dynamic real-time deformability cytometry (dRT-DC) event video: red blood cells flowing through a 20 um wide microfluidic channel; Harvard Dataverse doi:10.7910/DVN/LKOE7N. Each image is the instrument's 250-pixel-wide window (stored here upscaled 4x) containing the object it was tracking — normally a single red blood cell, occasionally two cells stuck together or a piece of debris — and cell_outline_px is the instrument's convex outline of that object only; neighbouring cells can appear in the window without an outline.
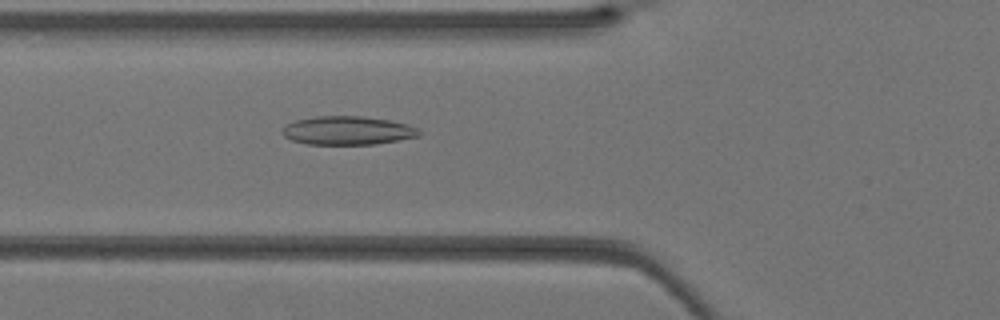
{"species": "Egyptian fruit bat (a non-hibernating species)", "species_latin": "Rousettus aegyptiacus", "temperature_condition": "warm", "stored_images_in_passage": 29, "camera_frame_rate_fps": 3000, "um_per_image_px": 0.085, "animal": {"sex": "female"}, "frame": {"image": 1, "passage_image": 4, "time_ms": 1.0, "image_size_px": [1000, 320], "cell_outline_px": [[424, 132], [416, 136], [376, 144], [308, 144], [292, 140], [284, 136], [280, 132], [288, 124], [296, 120], [316, 116], [360, 116], [388, 120], [408, 124]], "centroid_in_image_um": [29.54, 11.09], "position_along_channel_um": 96.3, "area_um2": 22.54}}
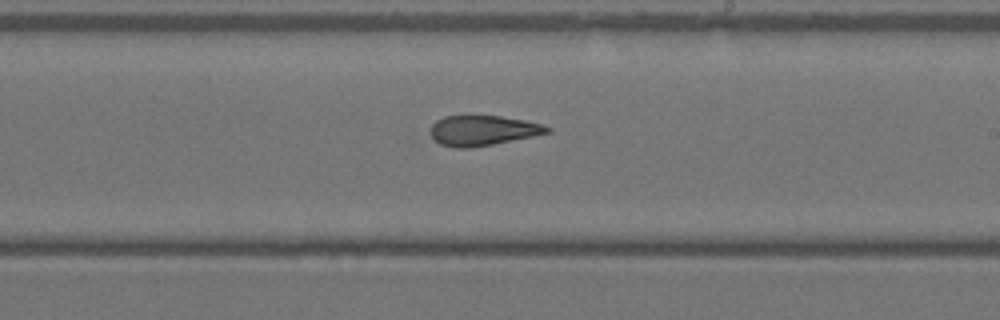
{"frame": {"image": 2, "passage_image": 13, "time_ms": 4.0, "image_size_px": [1000, 320], "cell_outline_px": [[552, 132], [492, 144], [468, 148], [456, 148], [440, 144], [432, 140], [432, 124], [436, 120], [444, 116], [500, 116], [524, 120], [544, 124], [552, 128]], "centroid_in_image_um": [41.05, 11.09], "position_along_channel_um": 248.0, "area_um2": 20.4}}
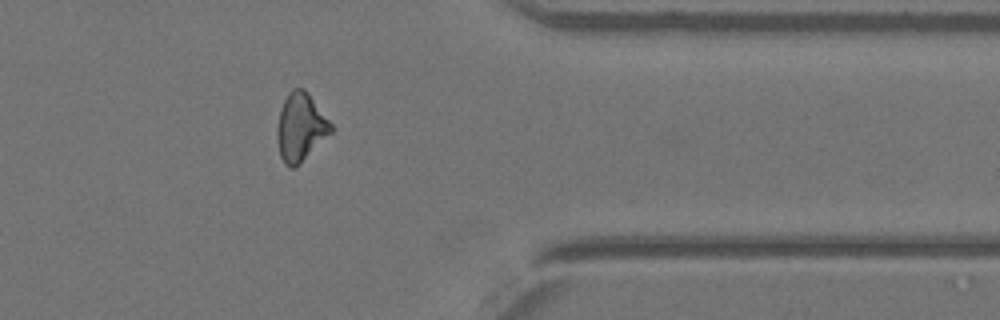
{"frame": {"image": 3, "passage_image": 22, "time_ms": 7.0, "image_size_px": [1000, 320], "cell_outline_px": [[336, 128], [332, 132], [292, 168], [288, 168], [284, 164], [280, 156], [276, 140], [276, 128], [280, 108], [288, 92], [292, 88], [304, 88], [308, 92]], "centroid_in_image_um": [25.53, 10.76], "position_along_channel_um": 385.9, "area_um2": 21.39}}